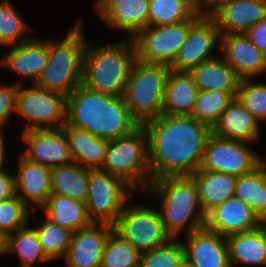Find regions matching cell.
<instances>
[{
	"mask_svg": "<svg viewBox=\"0 0 266 267\" xmlns=\"http://www.w3.org/2000/svg\"><path fill=\"white\" fill-rule=\"evenodd\" d=\"M147 135L152 180L168 176H191L200 169L209 125L191 116L165 115L143 125Z\"/></svg>",
	"mask_w": 266,
	"mask_h": 267,
	"instance_id": "obj_1",
	"label": "cell"
},
{
	"mask_svg": "<svg viewBox=\"0 0 266 267\" xmlns=\"http://www.w3.org/2000/svg\"><path fill=\"white\" fill-rule=\"evenodd\" d=\"M66 124L107 140L126 136L140 126L123 96L96 92L82 84L67 95Z\"/></svg>",
	"mask_w": 266,
	"mask_h": 267,
	"instance_id": "obj_2",
	"label": "cell"
},
{
	"mask_svg": "<svg viewBox=\"0 0 266 267\" xmlns=\"http://www.w3.org/2000/svg\"><path fill=\"white\" fill-rule=\"evenodd\" d=\"M144 193L161 199L162 210L159 212L165 230L172 238H177L183 231L188 235L205 228L206 214L200 206L197 186L191 176L152 180Z\"/></svg>",
	"mask_w": 266,
	"mask_h": 267,
	"instance_id": "obj_3",
	"label": "cell"
},
{
	"mask_svg": "<svg viewBox=\"0 0 266 267\" xmlns=\"http://www.w3.org/2000/svg\"><path fill=\"white\" fill-rule=\"evenodd\" d=\"M133 38L107 46L92 47L87 43L83 60L82 85L116 97L123 96L136 60Z\"/></svg>",
	"mask_w": 266,
	"mask_h": 267,
	"instance_id": "obj_4",
	"label": "cell"
},
{
	"mask_svg": "<svg viewBox=\"0 0 266 267\" xmlns=\"http://www.w3.org/2000/svg\"><path fill=\"white\" fill-rule=\"evenodd\" d=\"M80 26L81 20H78L61 41L48 39V64L33 83L35 86L67 96L82 84L87 39Z\"/></svg>",
	"mask_w": 266,
	"mask_h": 267,
	"instance_id": "obj_5",
	"label": "cell"
},
{
	"mask_svg": "<svg viewBox=\"0 0 266 267\" xmlns=\"http://www.w3.org/2000/svg\"><path fill=\"white\" fill-rule=\"evenodd\" d=\"M170 70L167 64L145 63L138 59L133 63L123 97L133 119L140 126L162 115Z\"/></svg>",
	"mask_w": 266,
	"mask_h": 267,
	"instance_id": "obj_6",
	"label": "cell"
},
{
	"mask_svg": "<svg viewBox=\"0 0 266 267\" xmlns=\"http://www.w3.org/2000/svg\"><path fill=\"white\" fill-rule=\"evenodd\" d=\"M101 169L122 178L134 190L141 186L145 191L152 178L144 127L139 126L126 136L109 140Z\"/></svg>",
	"mask_w": 266,
	"mask_h": 267,
	"instance_id": "obj_7",
	"label": "cell"
},
{
	"mask_svg": "<svg viewBox=\"0 0 266 267\" xmlns=\"http://www.w3.org/2000/svg\"><path fill=\"white\" fill-rule=\"evenodd\" d=\"M134 189L122 178L97 168L88 169V196L85 202L93 223L113 225Z\"/></svg>",
	"mask_w": 266,
	"mask_h": 267,
	"instance_id": "obj_8",
	"label": "cell"
},
{
	"mask_svg": "<svg viewBox=\"0 0 266 267\" xmlns=\"http://www.w3.org/2000/svg\"><path fill=\"white\" fill-rule=\"evenodd\" d=\"M67 96L64 93L35 86L18 85L16 112L26 121L24 131L61 128L66 123Z\"/></svg>",
	"mask_w": 266,
	"mask_h": 267,
	"instance_id": "obj_9",
	"label": "cell"
},
{
	"mask_svg": "<svg viewBox=\"0 0 266 267\" xmlns=\"http://www.w3.org/2000/svg\"><path fill=\"white\" fill-rule=\"evenodd\" d=\"M113 230L141 254L172 238L165 230L159 210L144 205L126 204L113 224Z\"/></svg>",
	"mask_w": 266,
	"mask_h": 267,
	"instance_id": "obj_10",
	"label": "cell"
},
{
	"mask_svg": "<svg viewBox=\"0 0 266 267\" xmlns=\"http://www.w3.org/2000/svg\"><path fill=\"white\" fill-rule=\"evenodd\" d=\"M199 18H189L176 24L148 26L134 38L136 58L145 63L171 65L183 43L190 27Z\"/></svg>",
	"mask_w": 266,
	"mask_h": 267,
	"instance_id": "obj_11",
	"label": "cell"
},
{
	"mask_svg": "<svg viewBox=\"0 0 266 267\" xmlns=\"http://www.w3.org/2000/svg\"><path fill=\"white\" fill-rule=\"evenodd\" d=\"M247 143L251 144L211 134L206 142L199 170L223 172L237 177L252 172L263 159Z\"/></svg>",
	"mask_w": 266,
	"mask_h": 267,
	"instance_id": "obj_12",
	"label": "cell"
},
{
	"mask_svg": "<svg viewBox=\"0 0 266 267\" xmlns=\"http://www.w3.org/2000/svg\"><path fill=\"white\" fill-rule=\"evenodd\" d=\"M220 31L216 21L204 13L191 27L186 41L170 65L171 70L190 72L202 62L210 60L215 44L220 42Z\"/></svg>",
	"mask_w": 266,
	"mask_h": 267,
	"instance_id": "obj_13",
	"label": "cell"
},
{
	"mask_svg": "<svg viewBox=\"0 0 266 267\" xmlns=\"http://www.w3.org/2000/svg\"><path fill=\"white\" fill-rule=\"evenodd\" d=\"M22 140L27 149L20 155L29 161L50 168L73 162L61 128L23 131Z\"/></svg>",
	"mask_w": 266,
	"mask_h": 267,
	"instance_id": "obj_14",
	"label": "cell"
},
{
	"mask_svg": "<svg viewBox=\"0 0 266 267\" xmlns=\"http://www.w3.org/2000/svg\"><path fill=\"white\" fill-rule=\"evenodd\" d=\"M218 44L224 52L223 59L240 80L253 79L266 71V55L245 33L221 34Z\"/></svg>",
	"mask_w": 266,
	"mask_h": 267,
	"instance_id": "obj_15",
	"label": "cell"
},
{
	"mask_svg": "<svg viewBox=\"0 0 266 267\" xmlns=\"http://www.w3.org/2000/svg\"><path fill=\"white\" fill-rule=\"evenodd\" d=\"M208 14L220 34L245 33L266 16V0H223Z\"/></svg>",
	"mask_w": 266,
	"mask_h": 267,
	"instance_id": "obj_16",
	"label": "cell"
},
{
	"mask_svg": "<svg viewBox=\"0 0 266 267\" xmlns=\"http://www.w3.org/2000/svg\"><path fill=\"white\" fill-rule=\"evenodd\" d=\"M17 173L14 176L15 195L35 212L43 208L51 194V168L29 161L22 155L18 159ZM33 204V205H32Z\"/></svg>",
	"mask_w": 266,
	"mask_h": 267,
	"instance_id": "obj_17",
	"label": "cell"
},
{
	"mask_svg": "<svg viewBox=\"0 0 266 267\" xmlns=\"http://www.w3.org/2000/svg\"><path fill=\"white\" fill-rule=\"evenodd\" d=\"M186 238L183 246L190 267H231L226 237L202 228Z\"/></svg>",
	"mask_w": 266,
	"mask_h": 267,
	"instance_id": "obj_18",
	"label": "cell"
},
{
	"mask_svg": "<svg viewBox=\"0 0 266 267\" xmlns=\"http://www.w3.org/2000/svg\"><path fill=\"white\" fill-rule=\"evenodd\" d=\"M260 227V219L241 199L231 197L206 214L205 228L224 237Z\"/></svg>",
	"mask_w": 266,
	"mask_h": 267,
	"instance_id": "obj_19",
	"label": "cell"
},
{
	"mask_svg": "<svg viewBox=\"0 0 266 267\" xmlns=\"http://www.w3.org/2000/svg\"><path fill=\"white\" fill-rule=\"evenodd\" d=\"M113 225L93 223L73 232L68 252L64 258L68 267H100L106 240Z\"/></svg>",
	"mask_w": 266,
	"mask_h": 267,
	"instance_id": "obj_20",
	"label": "cell"
},
{
	"mask_svg": "<svg viewBox=\"0 0 266 267\" xmlns=\"http://www.w3.org/2000/svg\"><path fill=\"white\" fill-rule=\"evenodd\" d=\"M96 10L105 23L134 38L148 27L149 0H96Z\"/></svg>",
	"mask_w": 266,
	"mask_h": 267,
	"instance_id": "obj_21",
	"label": "cell"
},
{
	"mask_svg": "<svg viewBox=\"0 0 266 267\" xmlns=\"http://www.w3.org/2000/svg\"><path fill=\"white\" fill-rule=\"evenodd\" d=\"M10 47V51L0 59V65L35 83L48 64V39L32 37Z\"/></svg>",
	"mask_w": 266,
	"mask_h": 267,
	"instance_id": "obj_22",
	"label": "cell"
},
{
	"mask_svg": "<svg viewBox=\"0 0 266 267\" xmlns=\"http://www.w3.org/2000/svg\"><path fill=\"white\" fill-rule=\"evenodd\" d=\"M259 124L255 116L235 97L211 129L217 137L252 143L260 136Z\"/></svg>",
	"mask_w": 266,
	"mask_h": 267,
	"instance_id": "obj_23",
	"label": "cell"
},
{
	"mask_svg": "<svg viewBox=\"0 0 266 267\" xmlns=\"http://www.w3.org/2000/svg\"><path fill=\"white\" fill-rule=\"evenodd\" d=\"M198 91L190 72L170 70L165 84L162 114L190 116Z\"/></svg>",
	"mask_w": 266,
	"mask_h": 267,
	"instance_id": "obj_24",
	"label": "cell"
},
{
	"mask_svg": "<svg viewBox=\"0 0 266 267\" xmlns=\"http://www.w3.org/2000/svg\"><path fill=\"white\" fill-rule=\"evenodd\" d=\"M68 141L73 162L88 169L102 168L109 140L92 135L87 130L66 123L61 127Z\"/></svg>",
	"mask_w": 266,
	"mask_h": 267,
	"instance_id": "obj_25",
	"label": "cell"
},
{
	"mask_svg": "<svg viewBox=\"0 0 266 267\" xmlns=\"http://www.w3.org/2000/svg\"><path fill=\"white\" fill-rule=\"evenodd\" d=\"M196 183L200 206L205 214L234 196L237 176L198 170L191 175Z\"/></svg>",
	"mask_w": 266,
	"mask_h": 267,
	"instance_id": "obj_26",
	"label": "cell"
},
{
	"mask_svg": "<svg viewBox=\"0 0 266 267\" xmlns=\"http://www.w3.org/2000/svg\"><path fill=\"white\" fill-rule=\"evenodd\" d=\"M199 91H224L237 96L240 79L229 64L219 56L202 62L190 71Z\"/></svg>",
	"mask_w": 266,
	"mask_h": 267,
	"instance_id": "obj_27",
	"label": "cell"
},
{
	"mask_svg": "<svg viewBox=\"0 0 266 267\" xmlns=\"http://www.w3.org/2000/svg\"><path fill=\"white\" fill-rule=\"evenodd\" d=\"M231 267L266 265V233L260 227L226 237Z\"/></svg>",
	"mask_w": 266,
	"mask_h": 267,
	"instance_id": "obj_28",
	"label": "cell"
},
{
	"mask_svg": "<svg viewBox=\"0 0 266 267\" xmlns=\"http://www.w3.org/2000/svg\"><path fill=\"white\" fill-rule=\"evenodd\" d=\"M42 210L50 221L72 232L93 224L89 218L85 202L68 196L50 194L48 203Z\"/></svg>",
	"mask_w": 266,
	"mask_h": 267,
	"instance_id": "obj_29",
	"label": "cell"
},
{
	"mask_svg": "<svg viewBox=\"0 0 266 267\" xmlns=\"http://www.w3.org/2000/svg\"><path fill=\"white\" fill-rule=\"evenodd\" d=\"M51 194L68 196L86 202L88 196V168L77 162L51 168Z\"/></svg>",
	"mask_w": 266,
	"mask_h": 267,
	"instance_id": "obj_30",
	"label": "cell"
},
{
	"mask_svg": "<svg viewBox=\"0 0 266 267\" xmlns=\"http://www.w3.org/2000/svg\"><path fill=\"white\" fill-rule=\"evenodd\" d=\"M234 197L244 201L261 219L266 214V165L237 177Z\"/></svg>",
	"mask_w": 266,
	"mask_h": 267,
	"instance_id": "obj_31",
	"label": "cell"
},
{
	"mask_svg": "<svg viewBox=\"0 0 266 267\" xmlns=\"http://www.w3.org/2000/svg\"><path fill=\"white\" fill-rule=\"evenodd\" d=\"M203 14L192 0H149L148 26L176 24Z\"/></svg>",
	"mask_w": 266,
	"mask_h": 267,
	"instance_id": "obj_32",
	"label": "cell"
},
{
	"mask_svg": "<svg viewBox=\"0 0 266 267\" xmlns=\"http://www.w3.org/2000/svg\"><path fill=\"white\" fill-rule=\"evenodd\" d=\"M18 255L23 267H31L35 262H49L45 255L35 229L25 227L5 237L4 254Z\"/></svg>",
	"mask_w": 266,
	"mask_h": 267,
	"instance_id": "obj_33",
	"label": "cell"
},
{
	"mask_svg": "<svg viewBox=\"0 0 266 267\" xmlns=\"http://www.w3.org/2000/svg\"><path fill=\"white\" fill-rule=\"evenodd\" d=\"M141 253L112 230L106 240L100 267H140Z\"/></svg>",
	"mask_w": 266,
	"mask_h": 267,
	"instance_id": "obj_34",
	"label": "cell"
},
{
	"mask_svg": "<svg viewBox=\"0 0 266 267\" xmlns=\"http://www.w3.org/2000/svg\"><path fill=\"white\" fill-rule=\"evenodd\" d=\"M34 229L45 255L51 261L65 258L72 240V231L60 227L47 217L43 220L42 225H38Z\"/></svg>",
	"mask_w": 266,
	"mask_h": 267,
	"instance_id": "obj_35",
	"label": "cell"
},
{
	"mask_svg": "<svg viewBox=\"0 0 266 267\" xmlns=\"http://www.w3.org/2000/svg\"><path fill=\"white\" fill-rule=\"evenodd\" d=\"M233 99L230 93L224 91H198L190 116L212 128Z\"/></svg>",
	"mask_w": 266,
	"mask_h": 267,
	"instance_id": "obj_36",
	"label": "cell"
},
{
	"mask_svg": "<svg viewBox=\"0 0 266 267\" xmlns=\"http://www.w3.org/2000/svg\"><path fill=\"white\" fill-rule=\"evenodd\" d=\"M29 29L10 1H0V45L8 47L31 39L25 35Z\"/></svg>",
	"mask_w": 266,
	"mask_h": 267,
	"instance_id": "obj_37",
	"label": "cell"
},
{
	"mask_svg": "<svg viewBox=\"0 0 266 267\" xmlns=\"http://www.w3.org/2000/svg\"><path fill=\"white\" fill-rule=\"evenodd\" d=\"M175 240V241H174ZM171 238L167 243L141 254L140 267H177L185 260L183 242Z\"/></svg>",
	"mask_w": 266,
	"mask_h": 267,
	"instance_id": "obj_38",
	"label": "cell"
},
{
	"mask_svg": "<svg viewBox=\"0 0 266 267\" xmlns=\"http://www.w3.org/2000/svg\"><path fill=\"white\" fill-rule=\"evenodd\" d=\"M29 209L16 195L0 202V233L6 237L25 227L30 219Z\"/></svg>",
	"mask_w": 266,
	"mask_h": 267,
	"instance_id": "obj_39",
	"label": "cell"
},
{
	"mask_svg": "<svg viewBox=\"0 0 266 267\" xmlns=\"http://www.w3.org/2000/svg\"><path fill=\"white\" fill-rule=\"evenodd\" d=\"M253 80H240L236 97L260 122L266 119V84Z\"/></svg>",
	"mask_w": 266,
	"mask_h": 267,
	"instance_id": "obj_40",
	"label": "cell"
},
{
	"mask_svg": "<svg viewBox=\"0 0 266 267\" xmlns=\"http://www.w3.org/2000/svg\"><path fill=\"white\" fill-rule=\"evenodd\" d=\"M19 84H23V80L14 82L12 85L0 86V132L11 114L16 112V95Z\"/></svg>",
	"mask_w": 266,
	"mask_h": 267,
	"instance_id": "obj_41",
	"label": "cell"
},
{
	"mask_svg": "<svg viewBox=\"0 0 266 267\" xmlns=\"http://www.w3.org/2000/svg\"><path fill=\"white\" fill-rule=\"evenodd\" d=\"M245 35L249 40L266 55V16L253 27L249 28Z\"/></svg>",
	"mask_w": 266,
	"mask_h": 267,
	"instance_id": "obj_42",
	"label": "cell"
},
{
	"mask_svg": "<svg viewBox=\"0 0 266 267\" xmlns=\"http://www.w3.org/2000/svg\"><path fill=\"white\" fill-rule=\"evenodd\" d=\"M15 195L14 175L7 171L0 172V202Z\"/></svg>",
	"mask_w": 266,
	"mask_h": 267,
	"instance_id": "obj_43",
	"label": "cell"
},
{
	"mask_svg": "<svg viewBox=\"0 0 266 267\" xmlns=\"http://www.w3.org/2000/svg\"><path fill=\"white\" fill-rule=\"evenodd\" d=\"M4 156H5V147H4V138L3 133L0 132V172L3 170V164H4Z\"/></svg>",
	"mask_w": 266,
	"mask_h": 267,
	"instance_id": "obj_44",
	"label": "cell"
},
{
	"mask_svg": "<svg viewBox=\"0 0 266 267\" xmlns=\"http://www.w3.org/2000/svg\"><path fill=\"white\" fill-rule=\"evenodd\" d=\"M198 8L199 12L207 13V0H192Z\"/></svg>",
	"mask_w": 266,
	"mask_h": 267,
	"instance_id": "obj_45",
	"label": "cell"
},
{
	"mask_svg": "<svg viewBox=\"0 0 266 267\" xmlns=\"http://www.w3.org/2000/svg\"><path fill=\"white\" fill-rule=\"evenodd\" d=\"M223 0H207V13L216 7Z\"/></svg>",
	"mask_w": 266,
	"mask_h": 267,
	"instance_id": "obj_46",
	"label": "cell"
},
{
	"mask_svg": "<svg viewBox=\"0 0 266 267\" xmlns=\"http://www.w3.org/2000/svg\"><path fill=\"white\" fill-rule=\"evenodd\" d=\"M4 243H5V237L0 233V255L4 254Z\"/></svg>",
	"mask_w": 266,
	"mask_h": 267,
	"instance_id": "obj_47",
	"label": "cell"
},
{
	"mask_svg": "<svg viewBox=\"0 0 266 267\" xmlns=\"http://www.w3.org/2000/svg\"><path fill=\"white\" fill-rule=\"evenodd\" d=\"M260 226L266 233V214L260 219Z\"/></svg>",
	"mask_w": 266,
	"mask_h": 267,
	"instance_id": "obj_48",
	"label": "cell"
},
{
	"mask_svg": "<svg viewBox=\"0 0 266 267\" xmlns=\"http://www.w3.org/2000/svg\"><path fill=\"white\" fill-rule=\"evenodd\" d=\"M177 267H190L186 260H184L180 265Z\"/></svg>",
	"mask_w": 266,
	"mask_h": 267,
	"instance_id": "obj_49",
	"label": "cell"
}]
</instances>
